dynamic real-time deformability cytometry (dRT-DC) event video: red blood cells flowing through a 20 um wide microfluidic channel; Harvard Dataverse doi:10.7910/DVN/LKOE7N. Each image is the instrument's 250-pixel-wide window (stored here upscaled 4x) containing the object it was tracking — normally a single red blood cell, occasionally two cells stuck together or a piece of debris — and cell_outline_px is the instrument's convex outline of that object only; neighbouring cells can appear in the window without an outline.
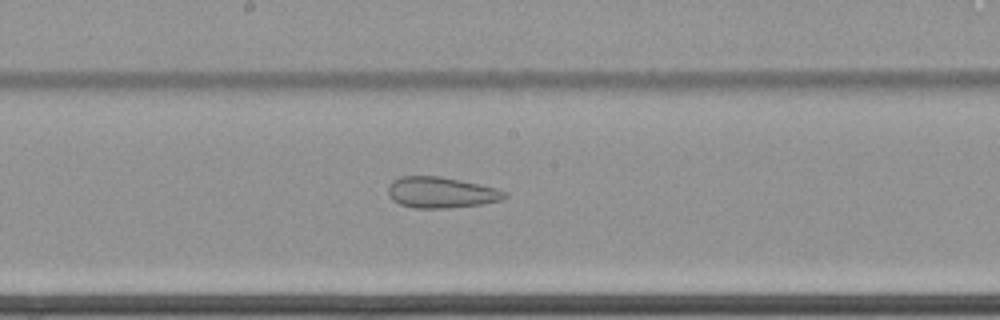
{"species": "common noctule bat (a hibernating species)", "species_latin": "Nyctalus noctula", "temperature_condition": "cold", "stored_images_in_passage": 64, "camera_frame_rate_fps": 3000, "um_per_image_px": 0.085, "animal": {"sex": "female", "body_mass_g": 22.7, "forearm_length_mm": 54.2}, "frame": {"image": 1, "passage_image": 37, "time_ms": 12.0, "image_size_px": [1000, 320], "cell_outline_px": [[508, 196], [504, 200], [484, 204], [448, 208], [412, 208], [400, 204], [392, 200], [388, 196], [388, 184], [392, 180], [404, 176], [440, 176], [480, 184], [496, 188], [508, 192]], "centroid_in_image_um": [37.51, 16.37], "position_along_channel_um": 210.7, "area_um2": 21.39}}
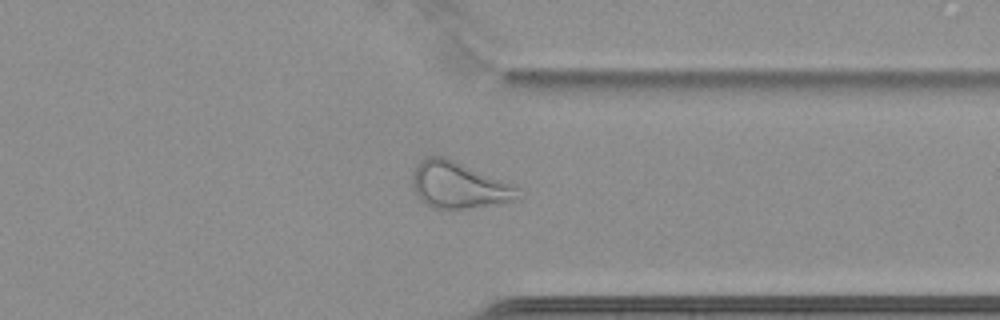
{"frame": {"image": 2, "passage_image": 51, "time_ms": 16.667, "image_size_px": [1000, 320], "cell_outline_px": [[516, 196], [508, 200], [464, 208], [432, 208], [424, 204], [416, 196], [412, 184], [412, 176], [416, 164], [420, 160], [428, 156], [444, 156], [512, 184], [516, 188]], "centroid_in_image_um": [38.83, 15.7], "position_along_channel_um": 372.6, "area_um2": 27.69}}
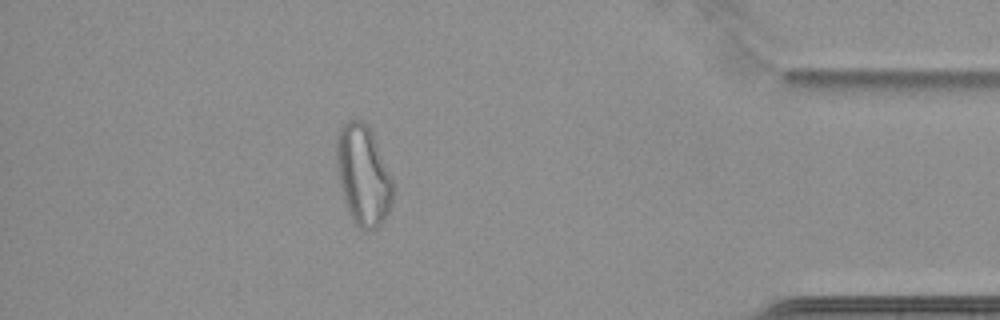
{"frame": {"image": 3, "passage_image": 57, "time_ms": 18.667, "image_size_px": [1000, 320], "cell_outline_px": [[392, 204], [384, 220], [376, 228], [368, 232], [360, 228], [352, 220], [348, 212], [344, 200], [336, 168], [336, 136], [340, 128], [344, 124], [352, 120], [364, 120], [368, 124], [372, 132], [392, 180]], "centroid_in_image_um": [30.84, 14.9], "position_along_channel_um": 404.4, "area_um2": 32.89}}